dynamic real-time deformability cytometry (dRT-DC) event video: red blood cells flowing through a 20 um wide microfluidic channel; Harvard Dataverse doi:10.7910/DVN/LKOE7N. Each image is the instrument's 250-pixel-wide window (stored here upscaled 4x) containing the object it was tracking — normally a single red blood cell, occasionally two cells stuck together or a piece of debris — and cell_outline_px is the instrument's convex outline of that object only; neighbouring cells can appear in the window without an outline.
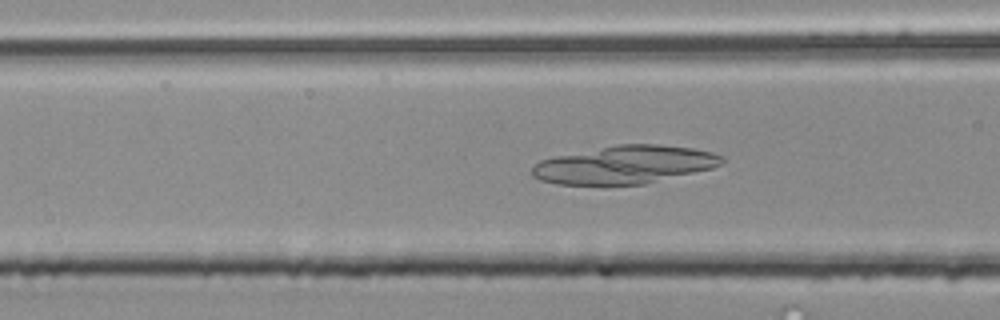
{"species": "common noctule bat (a hibernating species)", "species_latin": "Nyctalus noctula", "temperature_condition": "room temperature", "stored_images_in_passage": 37, "camera_frame_rate_fps": 3000, "um_per_image_px": 0.085, "animal": {"sex": "male", "body_mass_g": 20.4}, "frame": {"image": 1, "passage_image": 6, "time_ms": 1.667, "image_size_px": [1000, 320], "cell_outline_px": [[724, 160], [720, 164], [712, 168], [644, 184], [556, 184], [540, 180], [532, 176], [532, 164], [540, 160], [556, 156], [616, 144], [660, 144], [692, 148], [712, 152], [724, 156]], "centroid_in_image_um": [53.08, 13.99], "position_along_channel_um": 113.5, "area_um2": 41.85}}
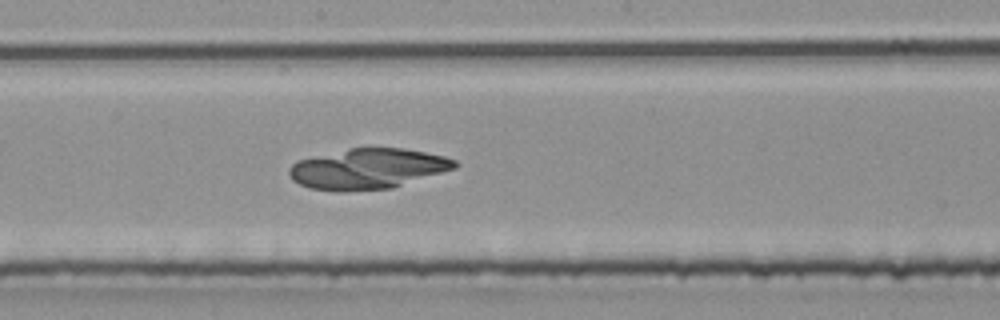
{"frame": {"image": 2, "passage_image": 14, "time_ms": 4.333, "image_size_px": [1000, 320], "cell_outline_px": [[460, 164], [456, 168], [392, 188], [348, 192], [336, 192], [308, 188], [292, 180], [288, 172], [288, 168], [296, 160], [348, 148], [404, 148], [444, 156], [456, 160]], "centroid_in_image_um": [31.23, 14.36], "position_along_channel_um": 217.0, "area_um2": 39.42}}
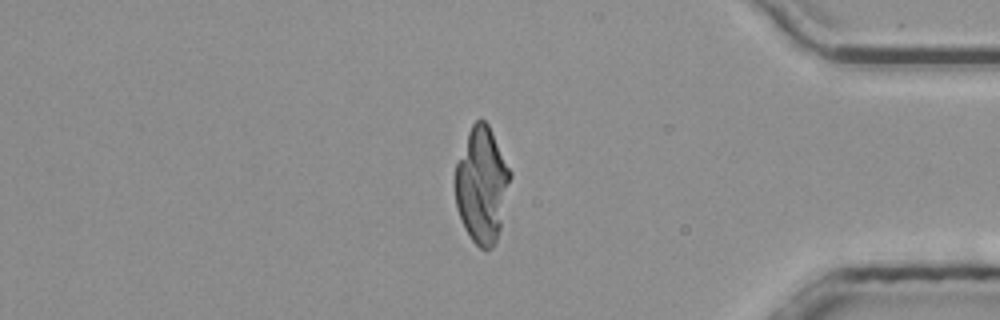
{"frame": {"image": 3, "passage_image": 30, "time_ms": 9.667, "image_size_px": [1000, 320], "cell_outline_px": [[512, 176], [500, 228], [496, 244], [492, 248], [480, 248], [472, 240], [464, 228], [456, 208], [456, 164], [468, 132], [472, 124], [476, 120], [484, 120], [488, 124], [512, 172]], "centroid_in_image_um": [40.97, 15.74], "position_along_channel_um": 394.2, "area_um2": 36.99}}